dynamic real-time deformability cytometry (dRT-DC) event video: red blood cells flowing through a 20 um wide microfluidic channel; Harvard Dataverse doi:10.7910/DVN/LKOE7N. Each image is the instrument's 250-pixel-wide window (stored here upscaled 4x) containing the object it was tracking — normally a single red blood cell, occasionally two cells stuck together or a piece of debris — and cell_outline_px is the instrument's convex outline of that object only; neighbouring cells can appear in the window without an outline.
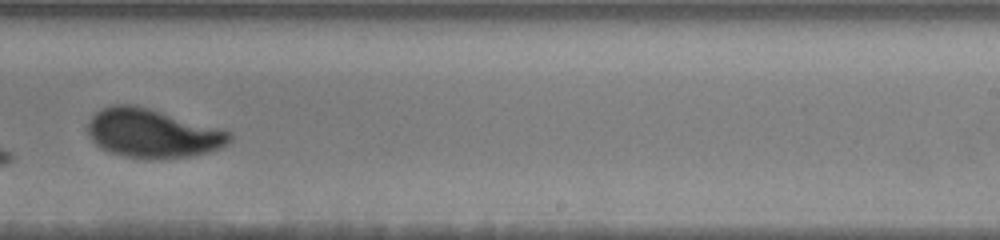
{"species": "human", "species_latin": "Homo sapiens", "temperature_condition": "warm", "stored_images_in_passage": 30, "camera_frame_rate_fps": 3000, "um_per_image_px": 0.085, "donor": {"sex": "male"}, "frame": {"image": 1, "passage_image": 18, "time_ms": 7.667, "image_size_px": [1000, 240], "cell_outline_px": [[232, 140], [228, 144], [220, 148], [208, 152], [192, 156], [160, 160], [148, 160], [124, 156], [100, 148], [88, 136], [88, 124], [92, 116], [96, 112], [112, 104], [132, 104], [148, 108], [232, 132]], "centroid_in_image_um": [12.97, 11.36], "position_along_channel_um": 276.0, "area_um2": 40.46}}
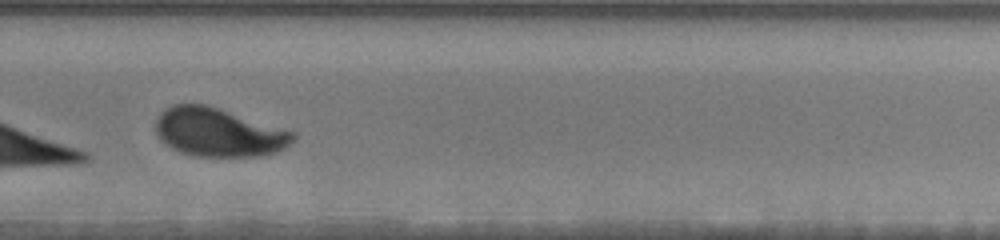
{"frame": {"image": 2, "passage_image": 19, "time_ms": 8.667, "image_size_px": [1000, 240], "cell_outline_px": [[296, 140], [284, 148], [276, 152], [260, 156], [196, 156], [180, 152], [172, 148], [160, 140], [156, 132], [156, 120], [160, 112], [164, 108], [172, 104], [204, 104], [220, 108], [296, 132]], "centroid_in_image_um": [18.59, 11.24], "position_along_channel_um": 311.2, "area_um2": 39.13}}
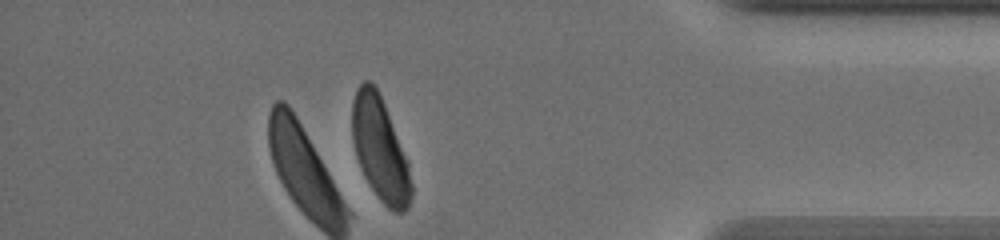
{"frame": {"image": 3, "passage_image": 24, "time_ms": 12.0, "image_size_px": [1000, 240], "cell_outline_px": [[412, 196], [408, 208], [404, 212], [396, 212], [388, 208], [380, 200], [364, 176], [360, 168], [356, 156], [352, 140], [352, 100], [356, 88], [364, 80], [368, 80], [376, 88], [384, 104], [408, 160], [412, 184]], "centroid_in_image_um": [32.3, 12.69], "position_along_channel_um": 402.9, "area_um2": 35.6}, "authors_computed_cell_mechanics": {"area_um2": 44.5349, "velocity_mm_per_s": 3.47, "shape_relaxation_time_tau1_ms": 2.5159, "shape_relaxation_time_tau2_ms": null, "deformation_change_tau1": 0.1223, "deformation_change_tau2": null}}